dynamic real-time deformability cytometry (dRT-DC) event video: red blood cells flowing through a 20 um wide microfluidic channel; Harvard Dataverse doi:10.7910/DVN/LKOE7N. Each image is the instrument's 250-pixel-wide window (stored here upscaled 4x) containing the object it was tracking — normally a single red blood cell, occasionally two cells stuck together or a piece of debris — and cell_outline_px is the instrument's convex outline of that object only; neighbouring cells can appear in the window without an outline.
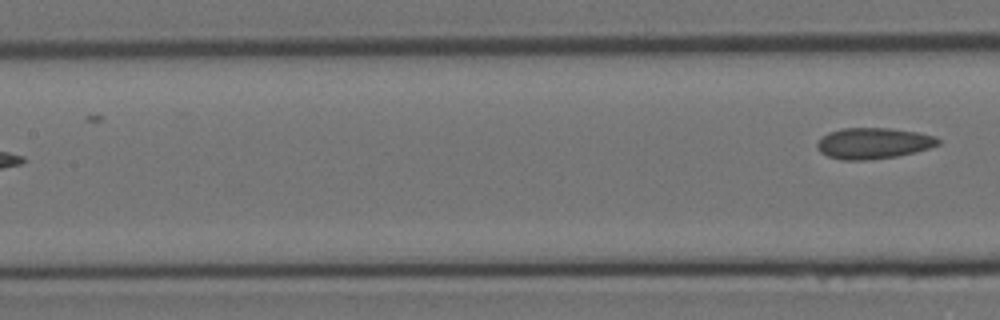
{"species": "Egyptian fruit bat (a non-hibernating species)", "species_latin": "Rousettus aegyptiacus", "temperature_condition": "room temperature", "stored_images_in_passage": 6, "segment_of_instrument_passage": [2, 2], "camera_frame_rate_fps": 3000, "um_per_image_px": 0.085, "animal": {"sex": "female"}, "frame": {"image": 1, "passage_image": 6, "time_ms": 1.667, "image_size_px": [1000, 320], "cell_outline_px": [[940, 144], [916, 152], [896, 156], [864, 160], [840, 160], [828, 156], [820, 152], [816, 148], [816, 144], [828, 132], [840, 128], [888, 128], [916, 132], [936, 136], [940, 140]], "centroid_in_image_um": [74.22, 12.18], "position_along_channel_um": 133.2, "area_um2": 21.85}}